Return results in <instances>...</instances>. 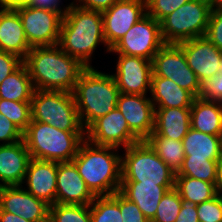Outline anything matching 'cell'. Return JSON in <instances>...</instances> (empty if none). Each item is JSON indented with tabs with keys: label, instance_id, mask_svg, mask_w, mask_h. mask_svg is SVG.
<instances>
[{
	"label": "cell",
	"instance_id": "cell-1",
	"mask_svg": "<svg viewBox=\"0 0 222 222\" xmlns=\"http://www.w3.org/2000/svg\"><path fill=\"white\" fill-rule=\"evenodd\" d=\"M35 90L73 92L86 68L58 45L32 47L23 60Z\"/></svg>",
	"mask_w": 222,
	"mask_h": 222
},
{
	"label": "cell",
	"instance_id": "cell-38",
	"mask_svg": "<svg viewBox=\"0 0 222 222\" xmlns=\"http://www.w3.org/2000/svg\"><path fill=\"white\" fill-rule=\"evenodd\" d=\"M122 222H150L138 206L120 193Z\"/></svg>",
	"mask_w": 222,
	"mask_h": 222
},
{
	"label": "cell",
	"instance_id": "cell-16",
	"mask_svg": "<svg viewBox=\"0 0 222 222\" xmlns=\"http://www.w3.org/2000/svg\"><path fill=\"white\" fill-rule=\"evenodd\" d=\"M117 109L127 121L130 130L145 141L154 131L155 108L146 95L120 93Z\"/></svg>",
	"mask_w": 222,
	"mask_h": 222
},
{
	"label": "cell",
	"instance_id": "cell-45",
	"mask_svg": "<svg viewBox=\"0 0 222 222\" xmlns=\"http://www.w3.org/2000/svg\"><path fill=\"white\" fill-rule=\"evenodd\" d=\"M0 222H31V221H27L21 216L6 211H0Z\"/></svg>",
	"mask_w": 222,
	"mask_h": 222
},
{
	"label": "cell",
	"instance_id": "cell-23",
	"mask_svg": "<svg viewBox=\"0 0 222 222\" xmlns=\"http://www.w3.org/2000/svg\"><path fill=\"white\" fill-rule=\"evenodd\" d=\"M190 128V108H155L154 131L150 136L182 140Z\"/></svg>",
	"mask_w": 222,
	"mask_h": 222
},
{
	"label": "cell",
	"instance_id": "cell-40",
	"mask_svg": "<svg viewBox=\"0 0 222 222\" xmlns=\"http://www.w3.org/2000/svg\"><path fill=\"white\" fill-rule=\"evenodd\" d=\"M200 97L222 103V75L217 74L204 82Z\"/></svg>",
	"mask_w": 222,
	"mask_h": 222
},
{
	"label": "cell",
	"instance_id": "cell-34",
	"mask_svg": "<svg viewBox=\"0 0 222 222\" xmlns=\"http://www.w3.org/2000/svg\"><path fill=\"white\" fill-rule=\"evenodd\" d=\"M181 208V197L173 188L161 198L154 218L150 222H175Z\"/></svg>",
	"mask_w": 222,
	"mask_h": 222
},
{
	"label": "cell",
	"instance_id": "cell-2",
	"mask_svg": "<svg viewBox=\"0 0 222 222\" xmlns=\"http://www.w3.org/2000/svg\"><path fill=\"white\" fill-rule=\"evenodd\" d=\"M117 149L95 145L85 138L72 160L94 196H109L120 190L122 156L115 153Z\"/></svg>",
	"mask_w": 222,
	"mask_h": 222
},
{
	"label": "cell",
	"instance_id": "cell-3",
	"mask_svg": "<svg viewBox=\"0 0 222 222\" xmlns=\"http://www.w3.org/2000/svg\"><path fill=\"white\" fill-rule=\"evenodd\" d=\"M100 42L106 46L102 12L70 3L69 11L62 20L58 46L85 67H91V55Z\"/></svg>",
	"mask_w": 222,
	"mask_h": 222
},
{
	"label": "cell",
	"instance_id": "cell-18",
	"mask_svg": "<svg viewBox=\"0 0 222 222\" xmlns=\"http://www.w3.org/2000/svg\"><path fill=\"white\" fill-rule=\"evenodd\" d=\"M94 198L72 161L57 162L56 203L90 205Z\"/></svg>",
	"mask_w": 222,
	"mask_h": 222
},
{
	"label": "cell",
	"instance_id": "cell-41",
	"mask_svg": "<svg viewBox=\"0 0 222 222\" xmlns=\"http://www.w3.org/2000/svg\"><path fill=\"white\" fill-rule=\"evenodd\" d=\"M22 63L23 60L17 55L0 50V83Z\"/></svg>",
	"mask_w": 222,
	"mask_h": 222
},
{
	"label": "cell",
	"instance_id": "cell-15",
	"mask_svg": "<svg viewBox=\"0 0 222 222\" xmlns=\"http://www.w3.org/2000/svg\"><path fill=\"white\" fill-rule=\"evenodd\" d=\"M185 54L188 66L203 84L219 72L222 51L205 36L178 44Z\"/></svg>",
	"mask_w": 222,
	"mask_h": 222
},
{
	"label": "cell",
	"instance_id": "cell-20",
	"mask_svg": "<svg viewBox=\"0 0 222 222\" xmlns=\"http://www.w3.org/2000/svg\"><path fill=\"white\" fill-rule=\"evenodd\" d=\"M30 159L24 140L0 143V187L22 186Z\"/></svg>",
	"mask_w": 222,
	"mask_h": 222
},
{
	"label": "cell",
	"instance_id": "cell-29",
	"mask_svg": "<svg viewBox=\"0 0 222 222\" xmlns=\"http://www.w3.org/2000/svg\"><path fill=\"white\" fill-rule=\"evenodd\" d=\"M145 141L175 173L180 170L185 158L182 140L149 136Z\"/></svg>",
	"mask_w": 222,
	"mask_h": 222
},
{
	"label": "cell",
	"instance_id": "cell-42",
	"mask_svg": "<svg viewBox=\"0 0 222 222\" xmlns=\"http://www.w3.org/2000/svg\"><path fill=\"white\" fill-rule=\"evenodd\" d=\"M197 205L193 201L181 199V208L175 222H199Z\"/></svg>",
	"mask_w": 222,
	"mask_h": 222
},
{
	"label": "cell",
	"instance_id": "cell-12",
	"mask_svg": "<svg viewBox=\"0 0 222 222\" xmlns=\"http://www.w3.org/2000/svg\"><path fill=\"white\" fill-rule=\"evenodd\" d=\"M146 14V0H118L103 11V34L107 52Z\"/></svg>",
	"mask_w": 222,
	"mask_h": 222
},
{
	"label": "cell",
	"instance_id": "cell-47",
	"mask_svg": "<svg viewBox=\"0 0 222 222\" xmlns=\"http://www.w3.org/2000/svg\"><path fill=\"white\" fill-rule=\"evenodd\" d=\"M217 193L218 195H222V158L219 161Z\"/></svg>",
	"mask_w": 222,
	"mask_h": 222
},
{
	"label": "cell",
	"instance_id": "cell-48",
	"mask_svg": "<svg viewBox=\"0 0 222 222\" xmlns=\"http://www.w3.org/2000/svg\"><path fill=\"white\" fill-rule=\"evenodd\" d=\"M210 6L211 11L222 9V0H206Z\"/></svg>",
	"mask_w": 222,
	"mask_h": 222
},
{
	"label": "cell",
	"instance_id": "cell-11",
	"mask_svg": "<svg viewBox=\"0 0 222 222\" xmlns=\"http://www.w3.org/2000/svg\"><path fill=\"white\" fill-rule=\"evenodd\" d=\"M160 22L146 14L110 49L109 52L141 57L152 61L164 45Z\"/></svg>",
	"mask_w": 222,
	"mask_h": 222
},
{
	"label": "cell",
	"instance_id": "cell-31",
	"mask_svg": "<svg viewBox=\"0 0 222 222\" xmlns=\"http://www.w3.org/2000/svg\"><path fill=\"white\" fill-rule=\"evenodd\" d=\"M220 160L184 159L175 176H188L205 182L218 183Z\"/></svg>",
	"mask_w": 222,
	"mask_h": 222
},
{
	"label": "cell",
	"instance_id": "cell-21",
	"mask_svg": "<svg viewBox=\"0 0 222 222\" xmlns=\"http://www.w3.org/2000/svg\"><path fill=\"white\" fill-rule=\"evenodd\" d=\"M0 50L17 55L22 60L31 50L20 16L13 7L0 9Z\"/></svg>",
	"mask_w": 222,
	"mask_h": 222
},
{
	"label": "cell",
	"instance_id": "cell-37",
	"mask_svg": "<svg viewBox=\"0 0 222 222\" xmlns=\"http://www.w3.org/2000/svg\"><path fill=\"white\" fill-rule=\"evenodd\" d=\"M205 37L222 51V9L211 11Z\"/></svg>",
	"mask_w": 222,
	"mask_h": 222
},
{
	"label": "cell",
	"instance_id": "cell-44",
	"mask_svg": "<svg viewBox=\"0 0 222 222\" xmlns=\"http://www.w3.org/2000/svg\"><path fill=\"white\" fill-rule=\"evenodd\" d=\"M77 1L79 3L82 2L81 4H75L81 8L103 12L109 9L118 0H77Z\"/></svg>",
	"mask_w": 222,
	"mask_h": 222
},
{
	"label": "cell",
	"instance_id": "cell-10",
	"mask_svg": "<svg viewBox=\"0 0 222 222\" xmlns=\"http://www.w3.org/2000/svg\"><path fill=\"white\" fill-rule=\"evenodd\" d=\"M13 8L20 16L31 48L58 45L63 20L59 13L25 4H19Z\"/></svg>",
	"mask_w": 222,
	"mask_h": 222
},
{
	"label": "cell",
	"instance_id": "cell-24",
	"mask_svg": "<svg viewBox=\"0 0 222 222\" xmlns=\"http://www.w3.org/2000/svg\"><path fill=\"white\" fill-rule=\"evenodd\" d=\"M150 93L154 108H190L196 98L172 80L160 76H152Z\"/></svg>",
	"mask_w": 222,
	"mask_h": 222
},
{
	"label": "cell",
	"instance_id": "cell-19",
	"mask_svg": "<svg viewBox=\"0 0 222 222\" xmlns=\"http://www.w3.org/2000/svg\"><path fill=\"white\" fill-rule=\"evenodd\" d=\"M56 178L57 162L31 158L24 178L28 187L25 190L49 206L54 205L56 203Z\"/></svg>",
	"mask_w": 222,
	"mask_h": 222
},
{
	"label": "cell",
	"instance_id": "cell-14",
	"mask_svg": "<svg viewBox=\"0 0 222 222\" xmlns=\"http://www.w3.org/2000/svg\"><path fill=\"white\" fill-rule=\"evenodd\" d=\"M152 61L119 54L113 77L120 93L146 95L151 88Z\"/></svg>",
	"mask_w": 222,
	"mask_h": 222
},
{
	"label": "cell",
	"instance_id": "cell-49",
	"mask_svg": "<svg viewBox=\"0 0 222 222\" xmlns=\"http://www.w3.org/2000/svg\"><path fill=\"white\" fill-rule=\"evenodd\" d=\"M218 74L222 75V58H221V63H220Z\"/></svg>",
	"mask_w": 222,
	"mask_h": 222
},
{
	"label": "cell",
	"instance_id": "cell-43",
	"mask_svg": "<svg viewBox=\"0 0 222 222\" xmlns=\"http://www.w3.org/2000/svg\"><path fill=\"white\" fill-rule=\"evenodd\" d=\"M60 2L61 0H26L24 4L35 8L51 10L59 13L62 17H64L65 14L69 11L70 5H67V7L63 8V10L60 8Z\"/></svg>",
	"mask_w": 222,
	"mask_h": 222
},
{
	"label": "cell",
	"instance_id": "cell-36",
	"mask_svg": "<svg viewBox=\"0 0 222 222\" xmlns=\"http://www.w3.org/2000/svg\"><path fill=\"white\" fill-rule=\"evenodd\" d=\"M199 222H222L221 195L197 205Z\"/></svg>",
	"mask_w": 222,
	"mask_h": 222
},
{
	"label": "cell",
	"instance_id": "cell-17",
	"mask_svg": "<svg viewBox=\"0 0 222 222\" xmlns=\"http://www.w3.org/2000/svg\"><path fill=\"white\" fill-rule=\"evenodd\" d=\"M21 188L0 187V211L21 216L31 222H48L49 205Z\"/></svg>",
	"mask_w": 222,
	"mask_h": 222
},
{
	"label": "cell",
	"instance_id": "cell-5",
	"mask_svg": "<svg viewBox=\"0 0 222 222\" xmlns=\"http://www.w3.org/2000/svg\"><path fill=\"white\" fill-rule=\"evenodd\" d=\"M84 139L85 132H66L33 120L23 132L30 157L44 161H72Z\"/></svg>",
	"mask_w": 222,
	"mask_h": 222
},
{
	"label": "cell",
	"instance_id": "cell-46",
	"mask_svg": "<svg viewBox=\"0 0 222 222\" xmlns=\"http://www.w3.org/2000/svg\"><path fill=\"white\" fill-rule=\"evenodd\" d=\"M26 0H0V7H14L19 4H24Z\"/></svg>",
	"mask_w": 222,
	"mask_h": 222
},
{
	"label": "cell",
	"instance_id": "cell-33",
	"mask_svg": "<svg viewBox=\"0 0 222 222\" xmlns=\"http://www.w3.org/2000/svg\"><path fill=\"white\" fill-rule=\"evenodd\" d=\"M0 113L24 132L31 122V102L0 99Z\"/></svg>",
	"mask_w": 222,
	"mask_h": 222
},
{
	"label": "cell",
	"instance_id": "cell-30",
	"mask_svg": "<svg viewBox=\"0 0 222 222\" xmlns=\"http://www.w3.org/2000/svg\"><path fill=\"white\" fill-rule=\"evenodd\" d=\"M92 222H122L120 192L109 196H95L90 204Z\"/></svg>",
	"mask_w": 222,
	"mask_h": 222
},
{
	"label": "cell",
	"instance_id": "cell-35",
	"mask_svg": "<svg viewBox=\"0 0 222 222\" xmlns=\"http://www.w3.org/2000/svg\"><path fill=\"white\" fill-rule=\"evenodd\" d=\"M189 0H146L147 14L161 22L166 16L177 10Z\"/></svg>",
	"mask_w": 222,
	"mask_h": 222
},
{
	"label": "cell",
	"instance_id": "cell-22",
	"mask_svg": "<svg viewBox=\"0 0 222 222\" xmlns=\"http://www.w3.org/2000/svg\"><path fill=\"white\" fill-rule=\"evenodd\" d=\"M175 187H163L156 184H141L137 181H121L119 192L135 203L145 217L151 221L164 194Z\"/></svg>",
	"mask_w": 222,
	"mask_h": 222
},
{
	"label": "cell",
	"instance_id": "cell-4",
	"mask_svg": "<svg viewBox=\"0 0 222 222\" xmlns=\"http://www.w3.org/2000/svg\"><path fill=\"white\" fill-rule=\"evenodd\" d=\"M72 94L86 130L99 117L117 108L120 92L112 74L99 72L91 66L82 71Z\"/></svg>",
	"mask_w": 222,
	"mask_h": 222
},
{
	"label": "cell",
	"instance_id": "cell-8",
	"mask_svg": "<svg viewBox=\"0 0 222 222\" xmlns=\"http://www.w3.org/2000/svg\"><path fill=\"white\" fill-rule=\"evenodd\" d=\"M210 6L206 0H189L160 22L161 37L165 44H179L205 36Z\"/></svg>",
	"mask_w": 222,
	"mask_h": 222
},
{
	"label": "cell",
	"instance_id": "cell-25",
	"mask_svg": "<svg viewBox=\"0 0 222 222\" xmlns=\"http://www.w3.org/2000/svg\"><path fill=\"white\" fill-rule=\"evenodd\" d=\"M190 111L192 129L214 136H222L221 102L196 97Z\"/></svg>",
	"mask_w": 222,
	"mask_h": 222
},
{
	"label": "cell",
	"instance_id": "cell-6",
	"mask_svg": "<svg viewBox=\"0 0 222 222\" xmlns=\"http://www.w3.org/2000/svg\"><path fill=\"white\" fill-rule=\"evenodd\" d=\"M121 161V181H137L175 187L176 173L156 154L146 141L124 148Z\"/></svg>",
	"mask_w": 222,
	"mask_h": 222
},
{
	"label": "cell",
	"instance_id": "cell-7",
	"mask_svg": "<svg viewBox=\"0 0 222 222\" xmlns=\"http://www.w3.org/2000/svg\"><path fill=\"white\" fill-rule=\"evenodd\" d=\"M31 120L66 132H85L71 92L35 90L31 98Z\"/></svg>",
	"mask_w": 222,
	"mask_h": 222
},
{
	"label": "cell",
	"instance_id": "cell-27",
	"mask_svg": "<svg viewBox=\"0 0 222 222\" xmlns=\"http://www.w3.org/2000/svg\"><path fill=\"white\" fill-rule=\"evenodd\" d=\"M35 88L24 63L0 83V99L31 102Z\"/></svg>",
	"mask_w": 222,
	"mask_h": 222
},
{
	"label": "cell",
	"instance_id": "cell-32",
	"mask_svg": "<svg viewBox=\"0 0 222 222\" xmlns=\"http://www.w3.org/2000/svg\"><path fill=\"white\" fill-rule=\"evenodd\" d=\"M48 222H92L90 205L55 203L49 206Z\"/></svg>",
	"mask_w": 222,
	"mask_h": 222
},
{
	"label": "cell",
	"instance_id": "cell-39",
	"mask_svg": "<svg viewBox=\"0 0 222 222\" xmlns=\"http://www.w3.org/2000/svg\"><path fill=\"white\" fill-rule=\"evenodd\" d=\"M23 140V132L0 113V141L3 145Z\"/></svg>",
	"mask_w": 222,
	"mask_h": 222
},
{
	"label": "cell",
	"instance_id": "cell-26",
	"mask_svg": "<svg viewBox=\"0 0 222 222\" xmlns=\"http://www.w3.org/2000/svg\"><path fill=\"white\" fill-rule=\"evenodd\" d=\"M182 143L184 159L221 160L222 158V136H214L190 128Z\"/></svg>",
	"mask_w": 222,
	"mask_h": 222
},
{
	"label": "cell",
	"instance_id": "cell-9",
	"mask_svg": "<svg viewBox=\"0 0 222 222\" xmlns=\"http://www.w3.org/2000/svg\"><path fill=\"white\" fill-rule=\"evenodd\" d=\"M152 76L165 77L181 88L200 97L202 84L188 66L185 54L178 44H164L152 59Z\"/></svg>",
	"mask_w": 222,
	"mask_h": 222
},
{
	"label": "cell",
	"instance_id": "cell-28",
	"mask_svg": "<svg viewBox=\"0 0 222 222\" xmlns=\"http://www.w3.org/2000/svg\"><path fill=\"white\" fill-rule=\"evenodd\" d=\"M175 189L181 199L201 204L214 198L217 193V183L205 182L188 176H175Z\"/></svg>",
	"mask_w": 222,
	"mask_h": 222
},
{
	"label": "cell",
	"instance_id": "cell-13",
	"mask_svg": "<svg viewBox=\"0 0 222 222\" xmlns=\"http://www.w3.org/2000/svg\"><path fill=\"white\" fill-rule=\"evenodd\" d=\"M85 138L95 145L117 148H127L141 141L130 130L126 119L117 108L95 120L85 130Z\"/></svg>",
	"mask_w": 222,
	"mask_h": 222
}]
</instances>
